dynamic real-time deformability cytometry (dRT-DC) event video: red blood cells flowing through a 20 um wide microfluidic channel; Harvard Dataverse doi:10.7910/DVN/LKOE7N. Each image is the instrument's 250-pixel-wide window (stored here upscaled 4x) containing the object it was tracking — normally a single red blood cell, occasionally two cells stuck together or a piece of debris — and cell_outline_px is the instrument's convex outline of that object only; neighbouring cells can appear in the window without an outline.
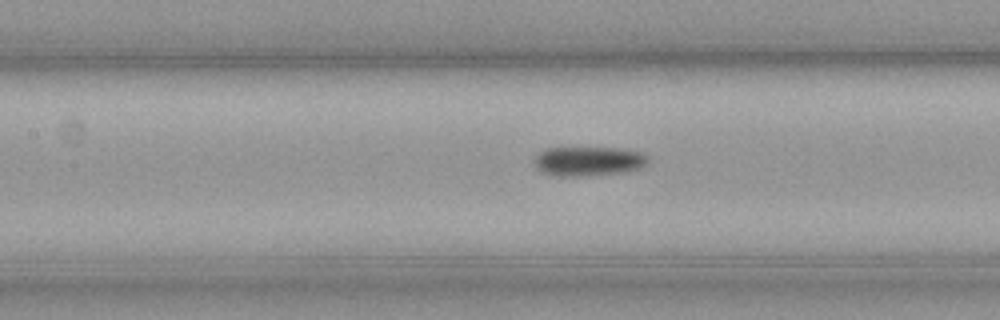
{"species": "common noctule bat (a hibernating species)", "species_latin": "Nyctalus noctula", "temperature_condition": "cold", "stored_images_in_passage": 34, "camera_frame_rate_fps": 3000, "um_per_image_px": 0.085, "animal": {"sex": "male", "body_mass_g": 23.1, "forearm_length_mm": 52.7}, "frame": {"image": 1, "passage_image": 8, "time_ms": 2.333, "image_size_px": [1000, 320], "cell_outline_px": [[648, 160], [640, 168], [620, 172], [580, 176], [556, 176], [540, 172], [536, 168], [536, 156], [544, 148], [616, 148], [640, 152], [648, 156]], "centroid_in_image_um": [49.97, 13.7], "position_along_channel_um": 157.4, "area_um2": 19.19}}
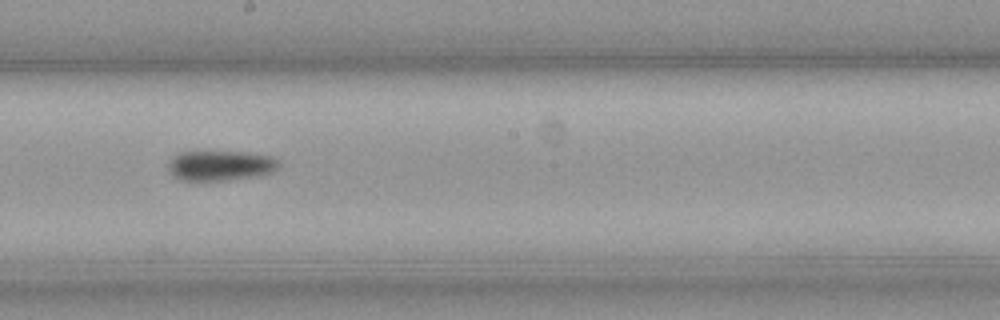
{"frame": {"image": 2, "passage_image": 14, "time_ms": 4.333, "image_size_px": [1000, 320], "cell_outline_px": [[276, 168], [272, 172], [256, 176], [224, 180], [184, 180], [176, 176], [172, 172], [168, 164], [180, 152], [240, 152], [268, 156], [276, 160]], "centroid_in_image_um": [18.73, 14.07], "position_along_channel_um": 229.5, "area_um2": 18.5}}
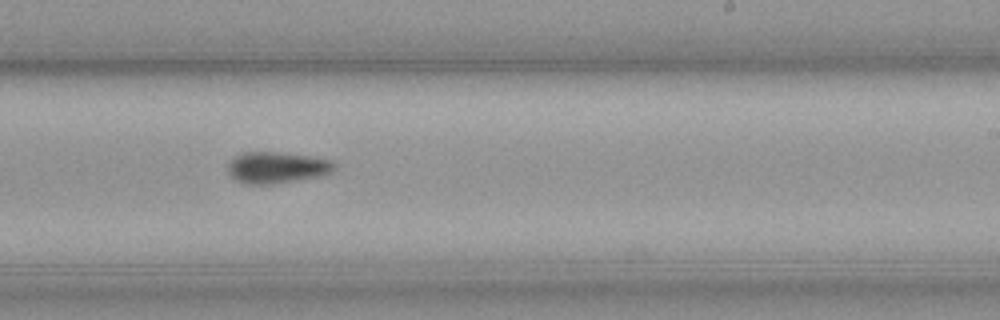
{"frame": {"image": 3, "passage_image": 17, "time_ms": 5.333, "image_size_px": [1000, 320], "cell_outline_px": [[336, 168], [328, 172], [316, 176], [272, 184], [248, 184], [236, 180], [228, 172], [228, 164], [236, 156], [244, 152], [272, 152], [308, 156], [332, 160], [336, 164]], "centroid_in_image_um": [23.5, 14.23], "position_along_channel_um": 265.5, "area_um2": 18.96}}